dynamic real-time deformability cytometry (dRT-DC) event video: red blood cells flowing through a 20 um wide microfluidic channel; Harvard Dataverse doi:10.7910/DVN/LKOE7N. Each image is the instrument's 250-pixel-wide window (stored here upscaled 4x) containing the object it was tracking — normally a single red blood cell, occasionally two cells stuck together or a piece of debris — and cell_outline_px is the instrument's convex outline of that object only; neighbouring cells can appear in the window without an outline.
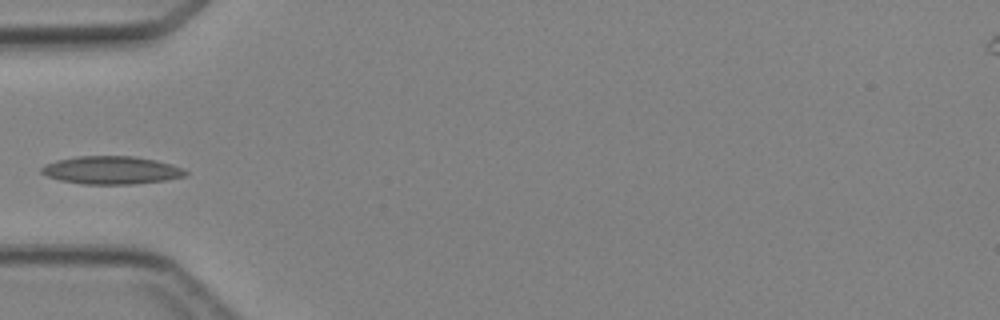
{"species": "Egyptian fruit bat (a non-hibernating species)", "species_latin": "Rousettus aegyptiacus", "temperature_condition": "cold", "stored_images_in_passage": 4, "camera_frame_rate_fps": 3000, "um_per_image_px": 0.085, "animal": {"sex": "female"}, "frame": {"image": 1, "passage_image": 3, "time_ms": 2.333, "image_size_px": [1000, 320], "cell_outline_px": [[188, 176], [164, 180], [132, 184], [84, 184], [60, 180], [48, 176], [40, 172], [40, 168], [44, 164], [56, 160], [76, 156], [132, 156], [156, 160], [172, 164], [184, 168], [188, 172]], "centroid_in_image_um": [9.48, 14.46], "position_along_channel_um": 75.5, "area_um2": 23.58}}
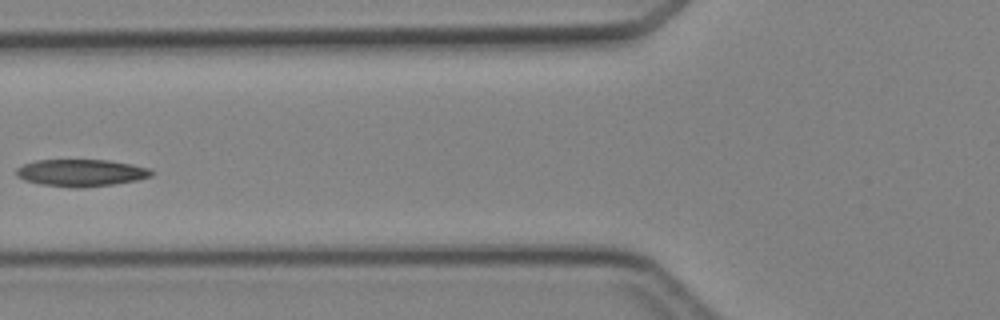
{"frame": {"image": 2, "passage_image": 4, "time_ms": 3.333, "image_size_px": [1000, 320], "cell_outline_px": [[152, 176], [136, 180], [112, 184], [80, 188], [72, 188], [40, 184], [24, 180], [16, 176], [16, 168], [24, 164], [36, 160], [108, 160], [132, 164], [152, 168]], "centroid_in_image_um": [6.88, 14.69], "position_along_channel_um": 118.9, "area_um2": 21.39}}